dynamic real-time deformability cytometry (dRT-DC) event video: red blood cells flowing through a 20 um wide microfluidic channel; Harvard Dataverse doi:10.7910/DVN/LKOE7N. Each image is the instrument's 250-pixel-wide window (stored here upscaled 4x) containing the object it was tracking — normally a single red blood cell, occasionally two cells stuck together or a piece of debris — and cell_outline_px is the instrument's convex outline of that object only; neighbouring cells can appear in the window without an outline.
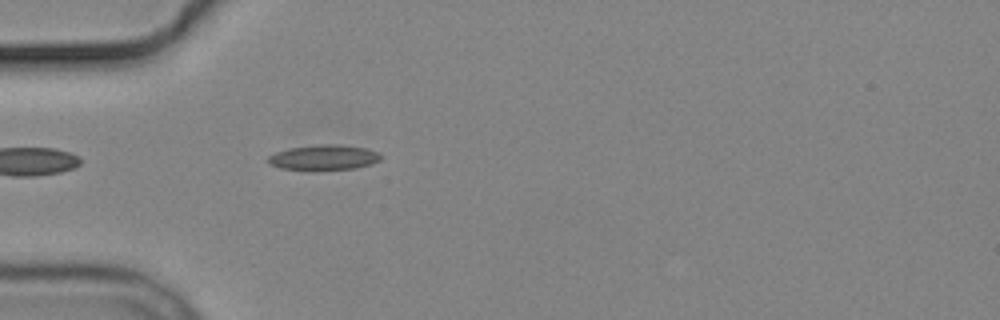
{"species": "common noctule bat (a hibernating species)", "species_latin": "Nyctalus noctula", "temperature_condition": "cold", "stored_images_in_passage": 4, "segment_of_instrument_passage": [2, 2], "camera_frame_rate_fps": 3000, "um_per_image_px": 0.085, "animal": {"sex": "male", "body_mass_g": 19.2, "forearm_length_mm": 51.8}, "frame": {"image": 1, "passage_image": 4, "time_ms": 4.667, "image_size_px": [1000, 320], "cell_outline_px": [[380, 160], [372, 164], [356, 168], [280, 168], [268, 164], [264, 160], [268, 156], [276, 152], [288, 148], [320, 144], [336, 144], [364, 148], [376, 152], [380, 156]], "centroid_in_image_um": [27.47, 13.35], "position_along_channel_um": 57.5, "area_um2": 16.01}}